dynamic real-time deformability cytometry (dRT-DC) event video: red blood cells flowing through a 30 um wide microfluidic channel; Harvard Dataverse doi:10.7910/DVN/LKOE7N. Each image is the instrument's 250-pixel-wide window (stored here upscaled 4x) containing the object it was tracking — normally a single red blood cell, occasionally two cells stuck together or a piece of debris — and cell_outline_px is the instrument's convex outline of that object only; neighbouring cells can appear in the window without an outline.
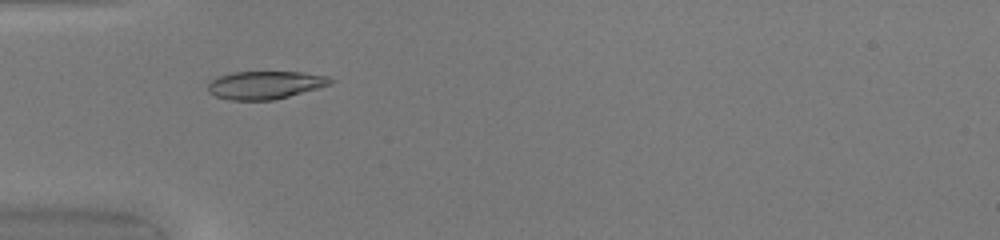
{"species": "common noctule bat (a hibernating species)", "species_latin": "Nyctalus noctula", "temperature_condition": "warm", "stored_images_in_passage": 38, "camera_frame_rate_fps": 3000, "um_per_image_px": 0.085, "animal": {"sex": "female", "body_mass_g": 20.0, "forearm_length_mm": 54.0}, "frame": {"image": 1, "passage_image": 5, "time_ms": 1.333, "image_size_px": [1000, 240], "cell_outline_px": [[336, 80], [332, 84], [320, 88], [272, 100], [232, 100], [216, 96], [208, 92], [208, 84], [216, 76], [232, 72], [304, 72], [328, 76]], "centroid_in_image_um": [22.57, 7.21], "position_along_channel_um": 62.4, "area_um2": 20.11}}
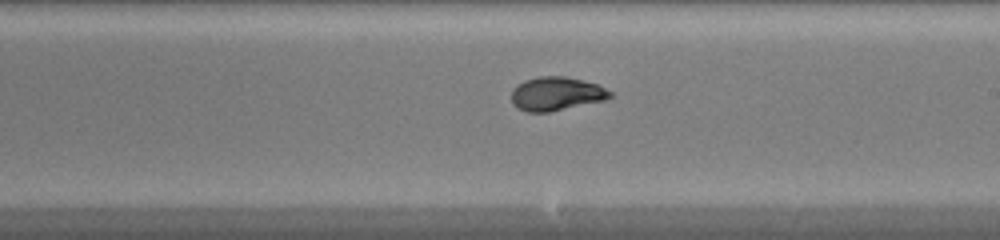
{"frame": {"image": 2, "passage_image": 18, "time_ms": 5.667, "image_size_px": [1000, 240], "cell_outline_px": [[612, 96], [608, 100], [548, 112], [524, 112], [516, 108], [512, 104], [512, 88], [516, 84], [524, 80], [540, 76], [564, 76], [584, 80], [596, 84], [612, 92]], "centroid_in_image_um": [47.27, 7.97], "position_along_channel_um": 241.7, "area_um2": 19.65}}
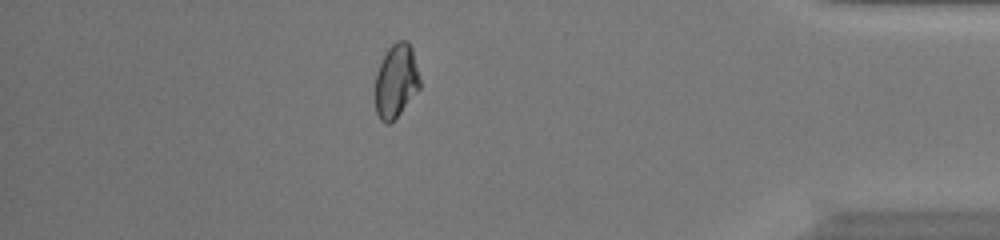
{"frame": {"image": 3, "passage_image": 32, "time_ms": 10.333, "image_size_px": [1000, 240], "cell_outline_px": [[420, 88], [400, 112], [388, 124], [384, 124], [380, 120], [376, 112], [376, 72], [388, 48], [396, 40], [408, 40], [412, 48], [420, 80]], "centroid_in_image_um": [33.66, 6.86], "position_along_channel_um": 401.5, "area_um2": 18.96}, "authors_computed_cell_mechanics": {"area_um2": 19.652, "velocity_mm_per_s": 4.2107, "shape_relaxation_time_tau1_ms": 5.6189, "shape_relaxation_time_tau2_ms": null, "deformation_change_tau1": 0.2265, "deformation_change_tau2": null}}